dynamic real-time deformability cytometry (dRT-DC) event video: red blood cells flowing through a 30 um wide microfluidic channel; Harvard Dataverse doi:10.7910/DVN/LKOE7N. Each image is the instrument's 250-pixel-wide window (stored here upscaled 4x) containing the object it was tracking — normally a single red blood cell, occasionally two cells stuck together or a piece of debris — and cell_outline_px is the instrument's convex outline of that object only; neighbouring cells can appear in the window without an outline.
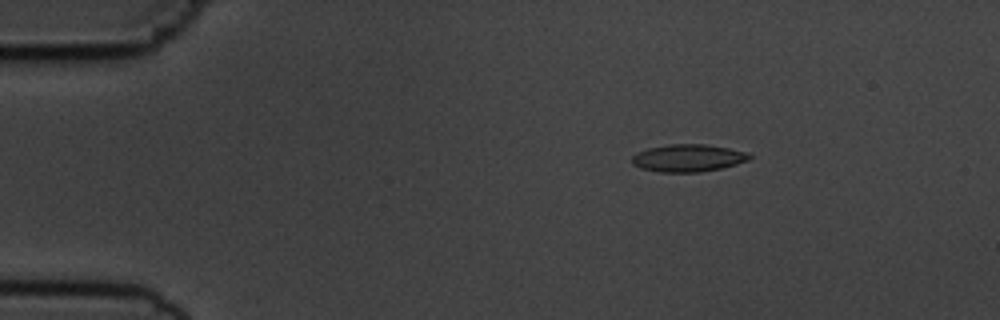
{"species": "common noctule bat (a hibernating species)", "species_latin": "Nyctalus noctula", "temperature_condition": "cold", "stored_images_in_passage": 6, "camera_frame_rate_fps": 3000, "um_per_image_px": 0.085, "animal": {"sex": "male", "body_mass_g": 19.5, "forearm_length_mm": 54.6}, "frame": {"image": 1, "passage_image": 3, "time_ms": 2.333, "image_size_px": [1000, 320], "cell_outline_px": [[752, 156], [748, 160], [736, 164], [720, 168], [700, 172], [660, 172], [640, 168], [632, 164], [632, 156], [636, 152], [648, 148], [668, 144], [704, 144], [728, 148], [748, 152]], "centroid_in_image_um": [58.46, 13.43], "position_along_channel_um": 26.5, "area_um2": 18.79}}